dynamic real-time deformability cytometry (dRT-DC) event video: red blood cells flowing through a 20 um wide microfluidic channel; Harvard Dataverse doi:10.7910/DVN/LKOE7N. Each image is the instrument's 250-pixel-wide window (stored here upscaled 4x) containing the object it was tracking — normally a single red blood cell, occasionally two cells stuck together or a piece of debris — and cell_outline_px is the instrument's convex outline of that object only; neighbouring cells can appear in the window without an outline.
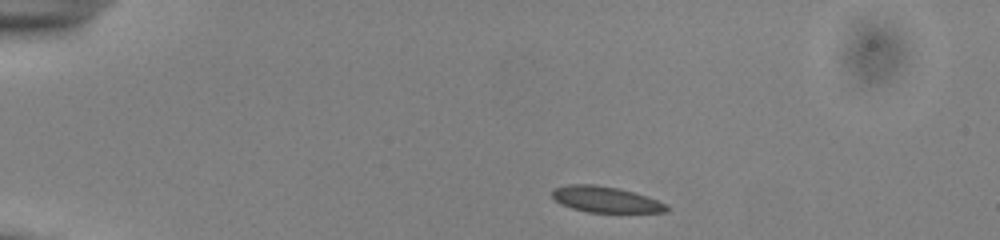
{"species": "common noctule bat (a hibernating species)", "species_latin": "Nyctalus noctula", "temperature_condition": "cold", "stored_images_in_passage": 10, "camera_frame_rate_fps": 3000, "um_per_image_px": 0.085, "animal": {"sex": "male", "body_mass_g": 13.0, "forearm_length_mm": 53.1}, "frame": {"image": 1, "passage_image": 1, "time_ms": 0.0, "image_size_px": [1000, 240], "cell_outline_px": [[668, 208], [664, 212], [588, 212], [572, 208], [560, 204], [552, 196], [552, 188], [568, 184], [592, 184], [616, 188], [632, 192], [668, 204]], "centroid_in_image_um": [51.42, 16.95], "position_along_channel_um": 33.6, "area_um2": 17.05}}
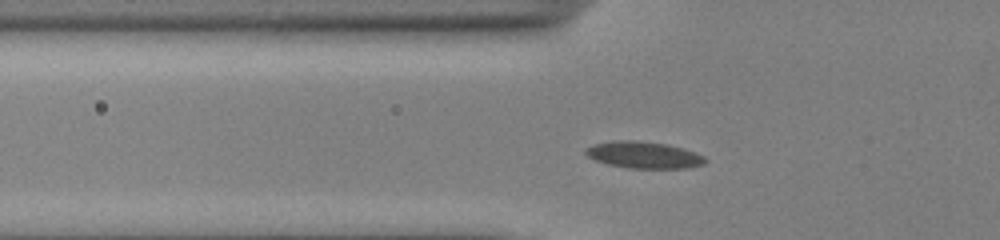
{"frame": {"image": 2, "passage_image": 9, "time_ms": 2.667, "image_size_px": [1000, 240], "cell_outline_px": [[708, 160], [704, 164], [688, 168], [628, 168], [608, 164], [596, 160], [588, 156], [584, 152], [584, 148], [596, 144], [612, 140], [636, 140], [668, 144], [684, 148], [696, 152], [704, 156]], "centroid_in_image_um": [54.75, 13.16], "position_along_channel_um": 71.0, "area_um2": 18.79}}